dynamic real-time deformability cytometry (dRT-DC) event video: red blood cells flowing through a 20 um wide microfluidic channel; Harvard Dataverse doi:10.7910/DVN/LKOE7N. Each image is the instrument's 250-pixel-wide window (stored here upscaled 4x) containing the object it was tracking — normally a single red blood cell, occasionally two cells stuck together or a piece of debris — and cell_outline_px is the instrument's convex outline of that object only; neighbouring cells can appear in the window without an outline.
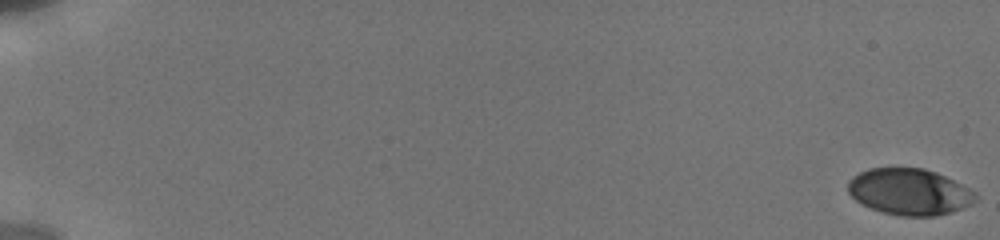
{"species": "human", "species_latin": "Homo sapiens", "temperature_condition": "cold", "stored_images_in_passage": 10, "camera_frame_rate_fps": 3000, "um_per_image_px": 0.085, "donor": {"sex": "male"}, "frame": {"image": 1, "passage_image": 1, "time_ms": 0.0, "image_size_px": [1000, 240], "cell_outline_px": [[980, 196], [972, 204], [952, 212], [936, 216], [900, 216], [884, 212], [860, 204], [848, 192], [848, 180], [852, 176], [868, 168], [924, 168], [936, 172], [976, 192]], "centroid_in_image_um": [77.3, 16.3], "position_along_channel_um": 7.7, "area_um2": 34.56}}
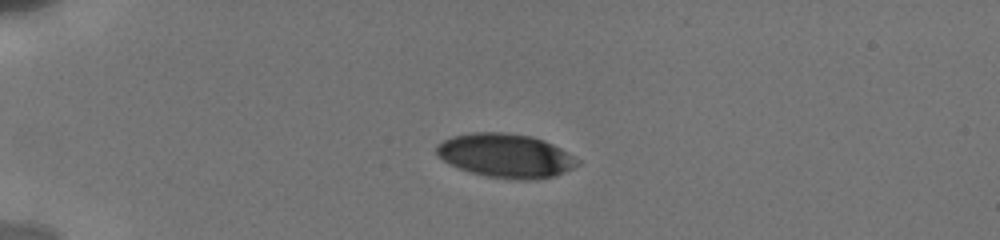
{"frame": {"image": 2, "passage_image": 7, "time_ms": 5.0, "image_size_px": [1000, 240], "cell_outline_px": [[580, 164], [556, 176], [536, 180], [512, 180], [488, 176], [472, 172], [460, 168], [444, 160], [436, 152], [436, 144], [452, 136], [472, 132], [504, 132], [532, 136], [544, 140], [568, 152], [580, 160]], "centroid_in_image_um": [43.03, 13.23], "position_along_channel_um": 42.0, "area_um2": 36.13}}
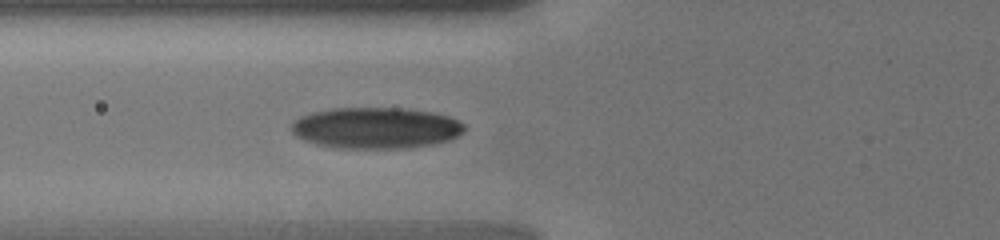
{"frame": {"image": 3, "passage_image": 10, "time_ms": 7.667, "image_size_px": [1000, 240], "cell_outline_px": [[464, 132], [448, 140], [432, 144], [408, 148], [336, 148], [316, 144], [304, 140], [296, 136], [288, 128], [292, 120], [300, 116], [312, 112], [332, 108], [400, 108], [432, 112], [448, 116], [464, 124]], "centroid_in_image_um": [31.88, 10.87], "position_along_channel_um": 93.9, "area_um2": 41.73}}